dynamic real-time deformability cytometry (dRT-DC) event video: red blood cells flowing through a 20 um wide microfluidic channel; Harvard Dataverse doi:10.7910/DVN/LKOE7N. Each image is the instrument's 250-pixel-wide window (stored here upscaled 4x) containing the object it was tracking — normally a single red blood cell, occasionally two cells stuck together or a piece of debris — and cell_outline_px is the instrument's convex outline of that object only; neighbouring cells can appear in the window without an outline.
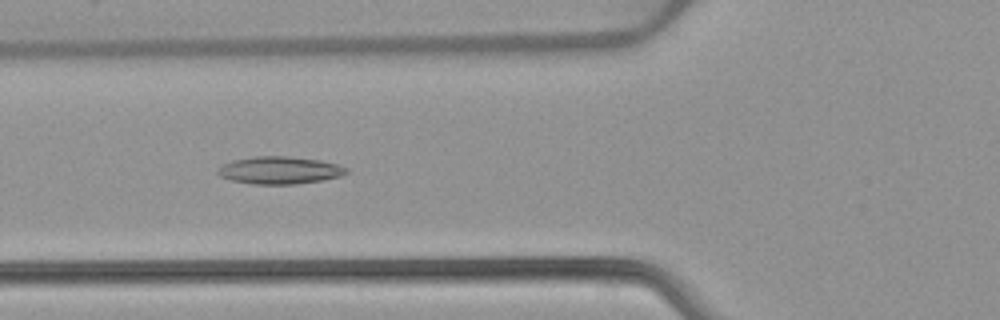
{"species": "common noctule bat (a hibernating species)", "species_latin": "Nyctalus noctula", "temperature_condition": "warm", "stored_images_in_passage": 53, "camera_frame_rate_fps": 3000, "um_per_image_px": 0.085, "animal": {"sex": "female", "body_mass_g": 22.7, "forearm_length_mm": 54.2}, "frame": {"image": 1, "passage_image": 20, "time_ms": 6.333, "image_size_px": [1000, 320], "cell_outline_px": [[348, 172], [340, 176], [324, 180], [296, 184], [252, 184], [232, 180], [220, 176], [216, 172], [216, 168], [220, 164], [232, 160], [252, 156], [288, 156], [320, 160], [340, 164], [348, 168]], "centroid_in_image_um": [23.75, 14.46], "position_along_channel_um": 102.1, "area_um2": 20.92}}
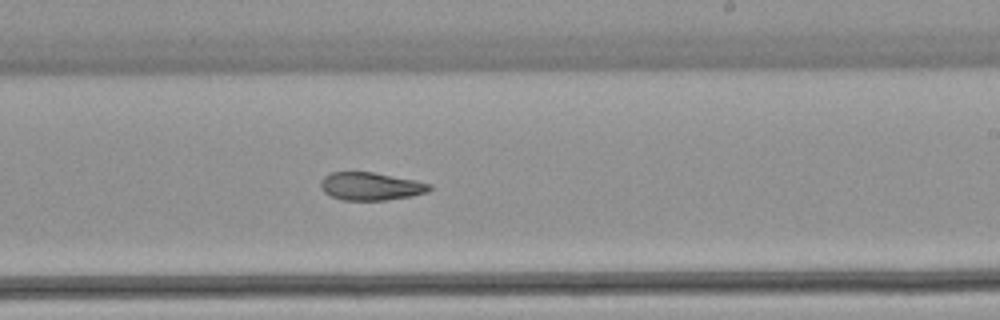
{"frame": {"image": 2, "passage_image": 32, "time_ms": 10.333, "image_size_px": [1000, 320], "cell_outline_px": [[432, 188], [428, 192], [412, 196], [384, 200], [340, 200], [324, 192], [320, 188], [320, 180], [324, 176], [332, 172], [372, 172], [416, 180], [432, 184]], "centroid_in_image_um": [31.51, 15.83], "position_along_channel_um": 257.5, "area_um2": 17.8}}
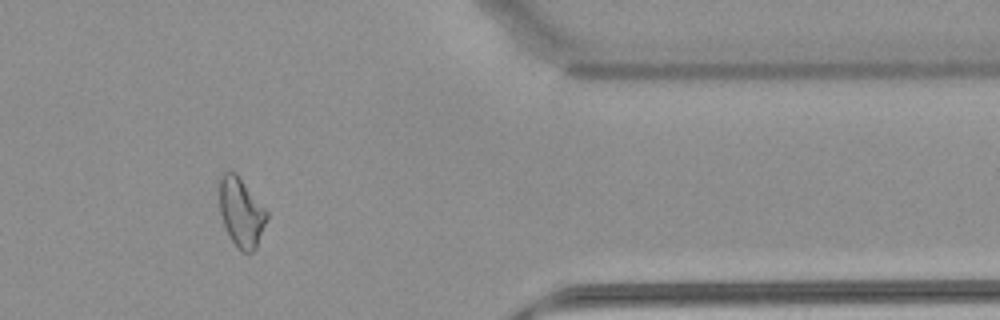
{"frame": {"image": 3, "passage_image": 44, "time_ms": 14.333, "image_size_px": [1000, 320], "cell_outline_px": [[268, 216], [256, 248], [252, 252], [240, 252], [236, 248], [224, 224], [220, 212], [220, 176], [224, 168], [228, 168], [236, 172], [268, 212]], "centroid_in_image_um": [20.49, 18.0], "position_along_channel_um": 390.9, "area_um2": 19.13}, "authors_computed_cell_mechanics": {"area_um2": 20.2878, "velocity_mm_per_s": 3.8898, "shape_relaxation_time_tau1_ms": null, "shape_relaxation_time_tau2_ms": 3.4505, "deformation_change_tau1": null, "deformation_change_tau2": 0.1131}}